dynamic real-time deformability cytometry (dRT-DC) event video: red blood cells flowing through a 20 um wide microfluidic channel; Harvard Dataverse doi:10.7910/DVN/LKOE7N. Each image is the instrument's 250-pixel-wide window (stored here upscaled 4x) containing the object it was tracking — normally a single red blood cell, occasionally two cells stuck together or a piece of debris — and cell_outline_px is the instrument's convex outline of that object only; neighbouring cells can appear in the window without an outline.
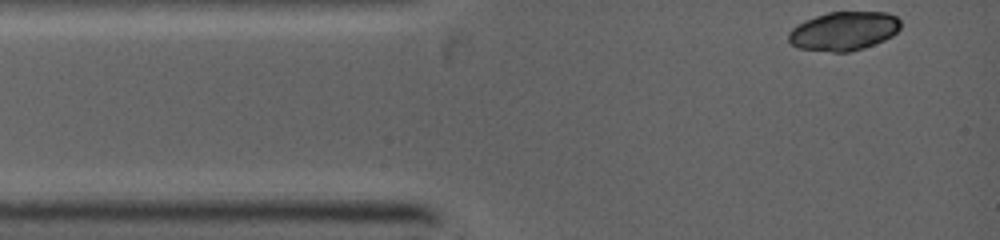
{"species": "common noctule bat (a hibernating species)", "species_latin": "Nyctalus noctula", "temperature_condition": "warm", "stored_images_in_passage": 23, "camera_frame_rate_fps": 5000, "um_per_image_px": 0.085, "animal": {"sex": "female", "body_mass_g": 19.0, "forearm_length_mm": 53.3}, "frame": {"image": 1, "passage_image": 1, "time_ms": 0.0, "image_size_px": [1000, 240], "cell_outline_px": [[900, 28], [892, 36], [884, 40], [864, 48], [848, 52], [832, 52], [800, 48], [792, 44], [788, 40], [788, 32], [796, 24], [804, 20], [828, 12], [888, 12], [896, 16], [900, 20]], "centroid_in_image_um": [71.72, 2.63], "position_along_channel_um": 13.3, "area_um2": 25.43}}
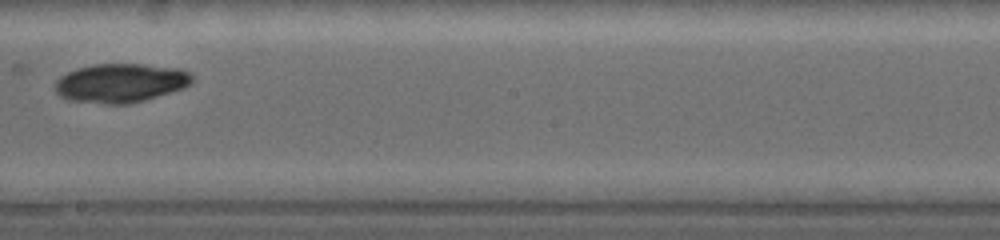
{"frame": {"image": 2, "passage_image": 14, "time_ms": 5.8, "image_size_px": [1000, 240], "cell_outline_px": [[196, 80], [184, 88], [144, 100], [128, 104], [104, 104], [68, 100], [60, 96], [56, 92], [56, 80], [60, 76], [76, 68], [92, 64], [144, 64], [180, 68], [192, 72]], "centroid_in_image_um": [10.29, 7.04], "position_along_channel_um": 237.9, "area_um2": 31.5}}
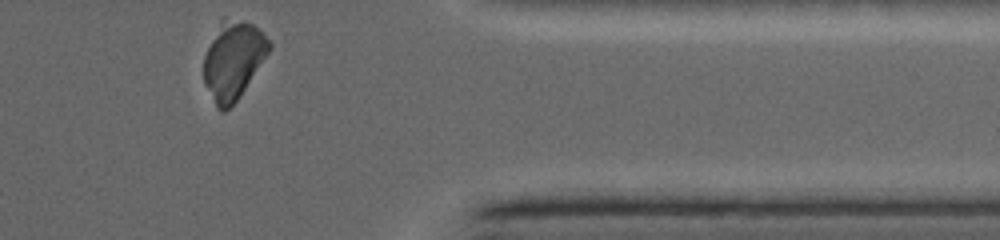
{"frame": {"image": 3, "passage_image": 23, "time_ms": 9.4, "image_size_px": [1000, 240], "cell_outline_px": [[272, 48], [236, 100], [224, 112], [220, 112], [216, 108], [204, 84], [204, 56], [220, 20], [224, 16], [244, 20], [260, 28], [272, 44]], "centroid_in_image_um": [19.82, 5.08], "position_along_channel_um": 391.6, "area_um2": 29.77}}